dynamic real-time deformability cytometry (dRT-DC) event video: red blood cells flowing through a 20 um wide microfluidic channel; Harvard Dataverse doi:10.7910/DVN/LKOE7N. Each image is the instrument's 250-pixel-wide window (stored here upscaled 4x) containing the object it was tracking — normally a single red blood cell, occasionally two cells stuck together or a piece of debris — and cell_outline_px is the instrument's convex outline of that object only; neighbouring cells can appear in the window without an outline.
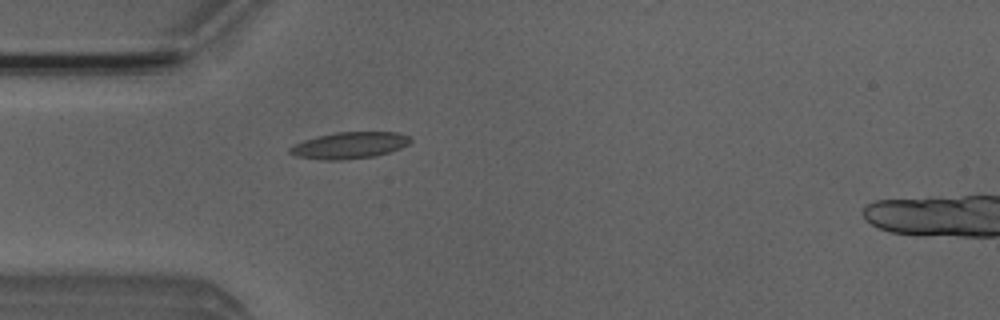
{"species": "Egyptian fruit bat (a non-hibernating species)", "species_latin": "Rousettus aegyptiacus", "temperature_condition": "room temperature", "stored_images_in_passage": 39, "camera_frame_rate_fps": 3000, "um_per_image_px": 0.085, "animal": {"sex": "male"}, "frame": {"image": 1, "passage_image": 2, "time_ms": 0.333, "image_size_px": [1000, 320], "cell_outline_px": [[412, 140], [408, 144], [400, 148], [376, 156], [340, 160], [324, 160], [296, 156], [288, 152], [288, 148], [292, 144], [316, 136], [336, 132], [396, 132], [408, 136]], "centroid_in_image_um": [29.66, 12.35], "position_along_channel_um": 55.3, "area_um2": 18.67}}
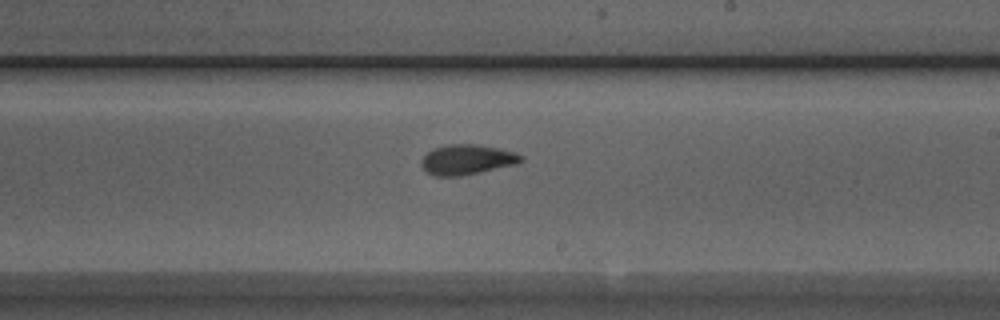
{"frame": {"image": 2, "passage_image": 17, "time_ms": 5.333, "image_size_px": [1000, 320], "cell_outline_px": [[524, 160], [516, 164], [480, 172], [460, 176], [436, 176], [428, 172], [420, 164], [420, 160], [432, 148], [448, 144], [472, 144], [496, 148], [516, 152], [524, 156]], "centroid_in_image_um": [39.69, 13.56], "position_along_channel_um": 249.3, "area_um2": 17.4}}
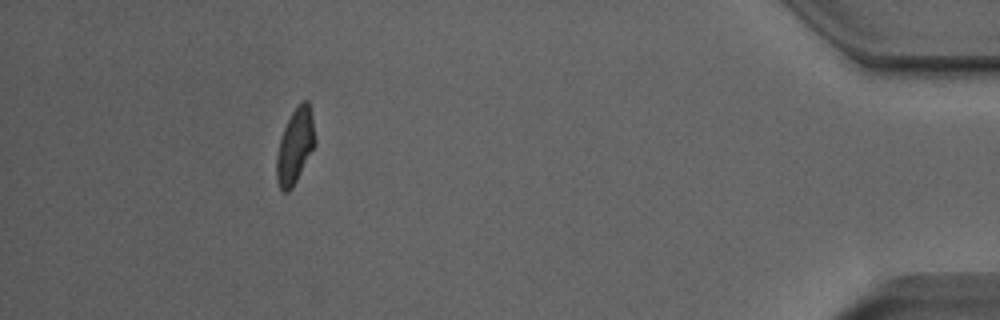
{"frame": {"image": 3, "passage_image": 34, "time_ms": 11.0, "image_size_px": [1000, 320], "cell_outline_px": [[316, 144], [292, 188], [288, 192], [284, 192], [280, 188], [276, 180], [276, 156], [280, 140], [284, 128], [292, 112], [304, 100], [308, 100], [312, 116], [316, 140]], "centroid_in_image_um": [25.08, 12.44], "position_along_channel_um": 410.1, "area_um2": 16.65}, "authors_computed_cell_mechanics": {"area_um2": 17.1088, "velocity_mm_per_s": 3.9701, "shape_relaxation_time_tau1_ms": 5.9197, "shape_relaxation_time_tau2_ms": 2.6892, "deformation_change_tau1": 0.1988, "deformation_change_tau2": 0.0846}}